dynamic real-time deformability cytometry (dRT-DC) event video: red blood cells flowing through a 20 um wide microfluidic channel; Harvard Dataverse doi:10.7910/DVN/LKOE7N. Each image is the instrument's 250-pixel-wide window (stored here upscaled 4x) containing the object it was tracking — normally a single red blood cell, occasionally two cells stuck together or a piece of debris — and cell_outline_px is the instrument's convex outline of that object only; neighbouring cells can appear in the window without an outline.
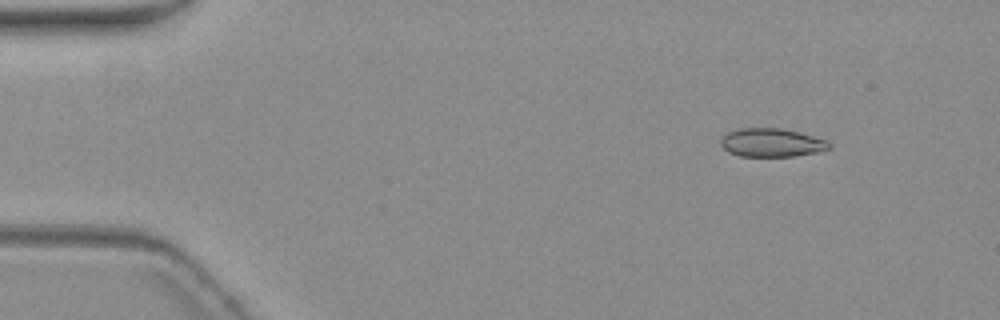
{"species": "common noctule bat (a hibernating species)", "species_latin": "Nyctalus noctula", "temperature_condition": "warm", "stored_images_in_passage": 4, "camera_frame_rate_fps": 3000, "um_per_image_px": 0.085, "animal": {"sex": "female", "body_mass_g": 19.3, "forearm_length_mm": 54.1}, "frame": {"image": 1, "passage_image": 1, "time_ms": 0.0, "image_size_px": [1000, 320], "cell_outline_px": [[832, 148], [816, 152], [796, 156], [740, 156], [728, 152], [720, 144], [720, 140], [728, 132], [740, 128], [780, 128], [828, 140], [832, 144]], "centroid_in_image_um": [65.6, 12.13], "position_along_channel_um": 19.4, "area_um2": 17.92}}